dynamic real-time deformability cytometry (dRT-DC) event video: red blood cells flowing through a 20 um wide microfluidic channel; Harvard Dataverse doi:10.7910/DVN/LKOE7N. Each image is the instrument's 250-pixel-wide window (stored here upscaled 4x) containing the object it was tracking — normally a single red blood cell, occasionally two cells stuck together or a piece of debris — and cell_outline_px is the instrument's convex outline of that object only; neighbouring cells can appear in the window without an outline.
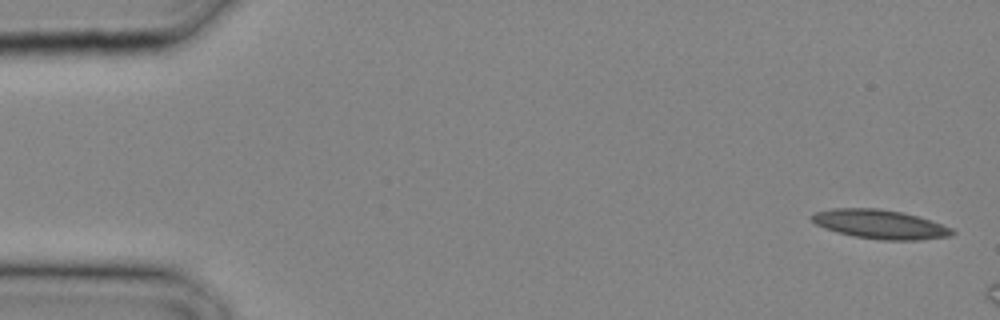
{"species": "common noctule bat (a hibernating species)", "species_latin": "Nyctalus noctula", "temperature_condition": "cold", "stored_images_in_passage": 6, "camera_frame_rate_fps": 3000, "um_per_image_px": 0.085, "animal": {"sex": "male", "body_mass_g": 20.4}, "frame": {"image": 1, "passage_image": 1, "time_ms": 0.0, "image_size_px": [1000, 320], "cell_outline_px": [[956, 232], [952, 236], [920, 240], [884, 240], [852, 236], [824, 228], [816, 224], [808, 216], [816, 212], [832, 208], [876, 208], [900, 212], [916, 216], [952, 228]], "centroid_in_image_um": [74.78, 19.07], "position_along_channel_um": 10.2, "area_um2": 23.64}}